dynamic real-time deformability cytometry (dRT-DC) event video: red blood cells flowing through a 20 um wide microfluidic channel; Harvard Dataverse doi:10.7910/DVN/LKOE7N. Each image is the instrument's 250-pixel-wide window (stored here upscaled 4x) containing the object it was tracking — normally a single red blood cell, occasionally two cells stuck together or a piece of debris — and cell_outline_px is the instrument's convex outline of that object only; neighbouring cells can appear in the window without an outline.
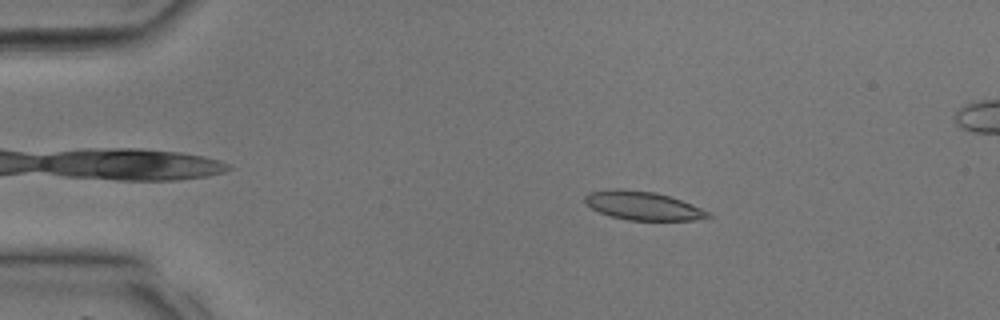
{"species": "common noctule bat (a hibernating species)", "species_latin": "Nyctalus noctula", "temperature_condition": "room temperature", "stored_images_in_passage": 37, "segment_of_instrument_passage": [1, 2], "camera_frame_rate_fps": 3000, "um_per_image_px": 0.085, "animal": {"sex": "male", "body_mass_g": 17.9, "forearm_length_mm": 54.2}, "frame": {"image": 1, "passage_image": 6, "time_ms": 1.667, "image_size_px": [1000, 320], "cell_outline_px": [[712, 216], [692, 220], [628, 220], [608, 216], [584, 204], [584, 196], [588, 192], [608, 188], [620, 188], [656, 192], [692, 204], [708, 212]], "centroid_in_image_um": [54.55, 17.47], "position_along_channel_um": 30.5, "area_um2": 20.63}}
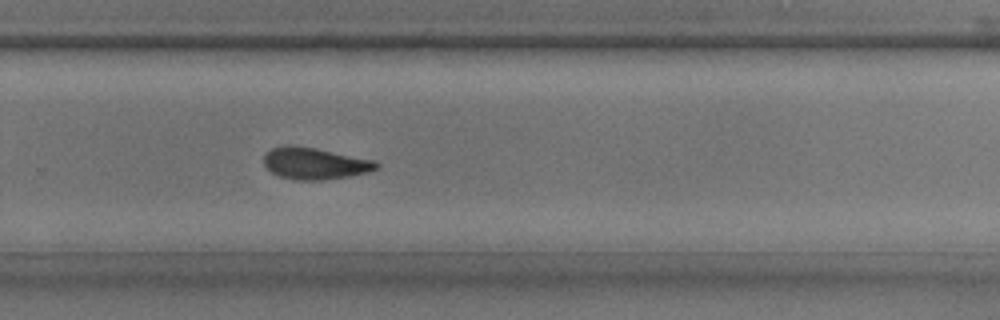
{"frame": {"image": 2, "passage_image": 24, "time_ms": 7.667, "image_size_px": [1000, 320], "cell_outline_px": [[380, 164], [376, 168], [368, 172], [348, 176], [320, 180], [296, 180], [280, 176], [272, 172], [264, 164], [264, 156], [272, 148], [284, 144], [292, 144], [316, 148], [376, 160]], "centroid_in_image_um": [26.76, 13.87], "position_along_channel_um": 303.0, "area_um2": 20.81}}
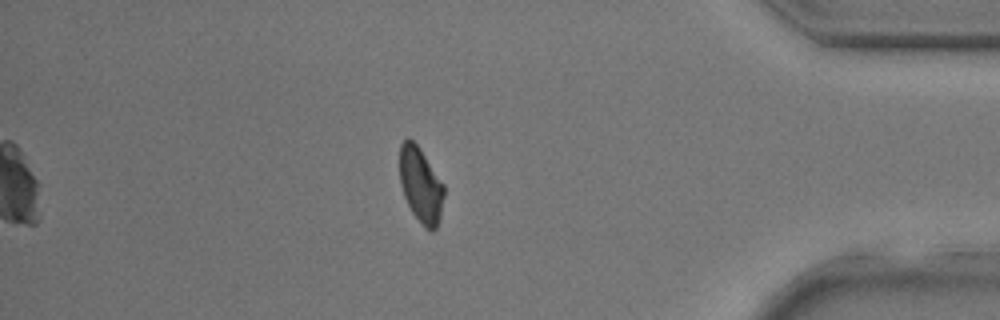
{"frame": {"image": 3, "passage_image": 31, "time_ms": 10.0, "image_size_px": [1000, 320], "cell_outline_px": [[444, 196], [440, 216], [436, 228], [432, 232], [424, 228], [412, 212], [404, 196], [400, 184], [400, 144], [408, 136], [420, 148], [444, 184]], "centroid_in_image_um": [35.76, 15.73], "position_along_channel_um": 399.4, "area_um2": 19.48}}